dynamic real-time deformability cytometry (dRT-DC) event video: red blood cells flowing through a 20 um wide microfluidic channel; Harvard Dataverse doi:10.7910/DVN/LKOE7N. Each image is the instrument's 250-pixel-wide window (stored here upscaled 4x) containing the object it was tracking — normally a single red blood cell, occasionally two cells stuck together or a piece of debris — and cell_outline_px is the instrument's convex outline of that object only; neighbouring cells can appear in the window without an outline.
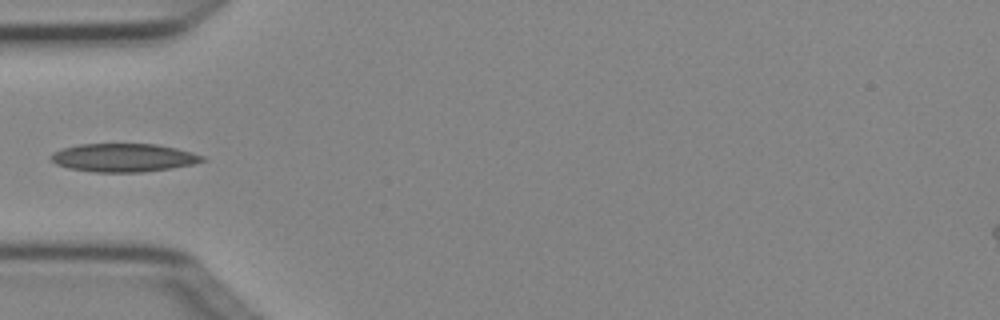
{"species": "Egyptian fruit bat (a non-hibernating species)", "species_latin": "Rousettus aegyptiacus", "temperature_condition": "cold", "stored_images_in_passage": 6, "camera_frame_rate_fps": 3000, "um_per_image_px": 0.085, "animal": {"sex": "female"}, "frame": {"image": 1, "passage_image": 5, "time_ms": 1.333, "image_size_px": [1000, 320], "cell_outline_px": [[208, 160], [192, 164], [172, 168], [144, 172], [96, 172], [68, 168], [56, 164], [48, 156], [52, 152], [60, 148], [80, 144], [156, 144], [176, 148], [192, 152], [204, 156]], "centroid_in_image_um": [10.49, 13.4], "position_along_channel_um": 74.5, "area_um2": 25.14}}
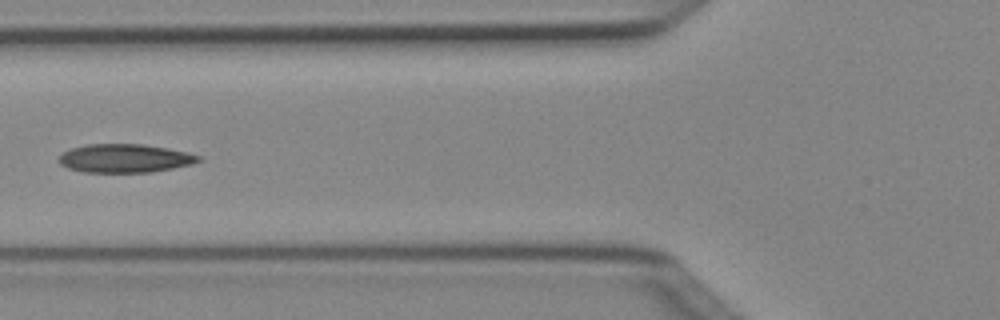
{"frame": {"image": 2, "passage_image": 6, "time_ms": 1.667, "image_size_px": [1000, 320], "cell_outline_px": [[204, 160], [192, 164], [152, 172], [84, 172], [68, 168], [60, 164], [60, 156], [64, 152], [72, 148], [88, 144], [144, 144], [168, 148], [188, 152], [200, 156]], "centroid_in_image_um": [10.66, 13.45], "position_along_channel_um": 115.1, "area_um2": 23.18}}